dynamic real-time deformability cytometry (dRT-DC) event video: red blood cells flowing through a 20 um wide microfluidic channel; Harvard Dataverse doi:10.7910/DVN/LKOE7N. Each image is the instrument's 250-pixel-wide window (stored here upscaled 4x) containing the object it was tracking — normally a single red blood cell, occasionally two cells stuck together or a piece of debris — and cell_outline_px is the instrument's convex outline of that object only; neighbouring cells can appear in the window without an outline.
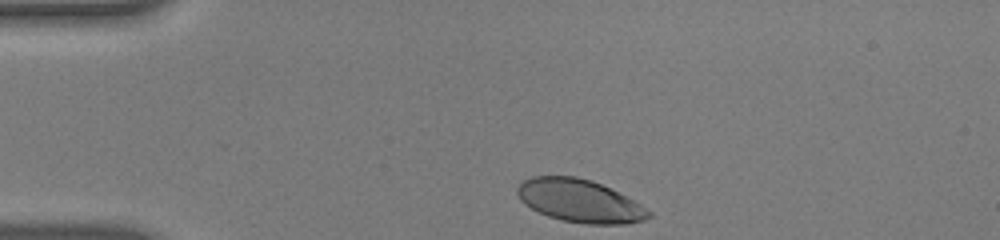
{"species": "human", "species_latin": "Homo sapiens", "temperature_condition": "warm", "stored_images_in_passage": 34, "camera_frame_rate_fps": 3000, "um_per_image_px": 0.085, "donor": {"sex": "male"}, "frame": {"image": 1, "passage_image": 1, "time_ms": 0.0, "image_size_px": [1000, 240], "cell_outline_px": [[652, 216], [644, 220], [624, 224], [588, 224], [564, 220], [548, 216], [524, 204], [520, 200], [516, 192], [516, 188], [524, 180], [532, 176], [576, 176], [592, 180], [640, 204], [652, 212]], "centroid_in_image_um": [49.25, 17.07], "position_along_channel_um": 35.7, "area_um2": 32.48}}
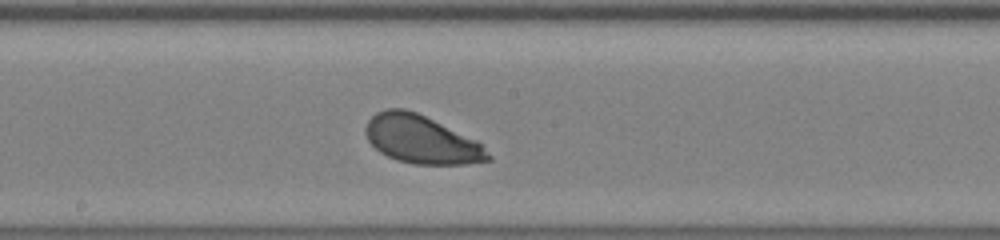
{"frame": {"image": 2, "passage_image": 19, "time_ms": 6.0, "image_size_px": [1000, 240], "cell_outline_px": [[492, 160], [464, 164], [416, 164], [396, 160], [380, 152], [368, 140], [364, 132], [364, 128], [368, 120], [376, 112], [388, 108], [404, 108], [416, 112], [476, 140], [492, 156]], "centroid_in_image_um": [35.79, 11.86], "position_along_channel_um": 212.4, "area_um2": 34.1}}
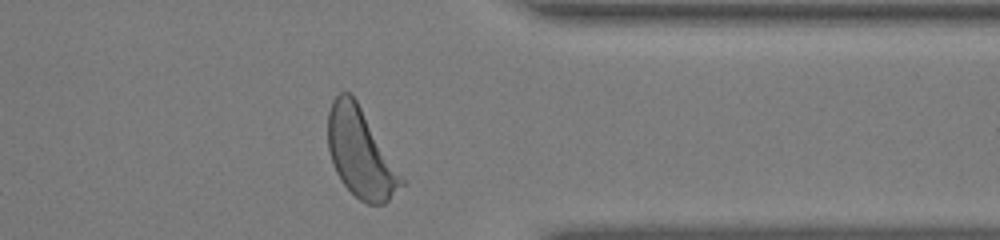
{"frame": {"image": 3, "passage_image": 33, "time_ms": 10.667, "image_size_px": [1000, 240], "cell_outline_px": [[408, 180], [384, 204], [368, 204], [360, 200], [340, 180], [332, 164], [328, 148], [328, 112], [332, 100], [340, 92], [348, 92], [356, 100]], "centroid_in_image_um": [30.69, 13.02], "position_along_channel_um": 380.7, "area_um2": 38.38}, "authors_computed_cell_mechanics": {"area_um2": 34.9979, "velocity_mm_per_s": 3.7656, "shape_relaxation_time_tau1_ms": 0.924, "shape_relaxation_time_tau2_ms": null, "deformation_change_tau1": 0.1241, "deformation_change_tau2": null}}